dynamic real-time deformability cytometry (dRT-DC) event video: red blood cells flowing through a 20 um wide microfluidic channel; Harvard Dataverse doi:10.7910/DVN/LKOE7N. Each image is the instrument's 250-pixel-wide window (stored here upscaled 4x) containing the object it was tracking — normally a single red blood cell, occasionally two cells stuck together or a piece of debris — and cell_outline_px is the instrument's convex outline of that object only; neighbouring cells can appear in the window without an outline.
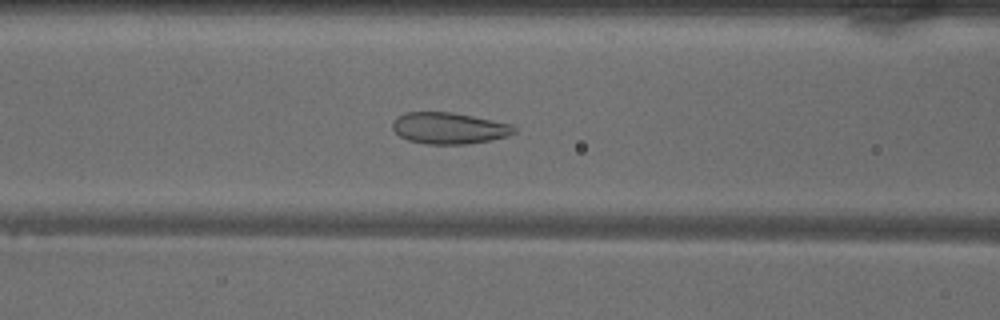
{"species": "common noctule bat (a hibernating species)", "species_latin": "Nyctalus noctula", "temperature_condition": "warm", "stored_images_in_passage": 38, "camera_frame_rate_fps": 3000, "um_per_image_px": 0.085, "animal": {"sex": "male", "body_mass_g": 18.8}, "frame": {"image": 1, "passage_image": 8, "time_ms": 2.333, "image_size_px": [1000, 320], "cell_outline_px": [[516, 132], [508, 136], [488, 140], [464, 144], [424, 144], [408, 140], [400, 136], [392, 128], [392, 120], [404, 112], [452, 112], [492, 120], [508, 124], [516, 128]], "centroid_in_image_um": [38.12, 10.89], "position_along_channel_um": 128.5, "area_um2": 22.14}}
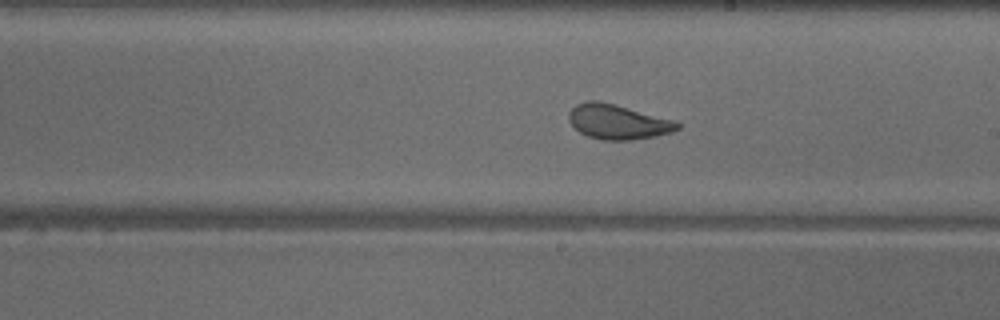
{"frame": {"image": 2, "passage_image": 16, "time_ms": 5.0, "image_size_px": [1000, 320], "cell_outline_px": [[680, 128], [672, 132], [656, 136], [632, 140], [604, 140], [588, 136], [580, 132], [568, 120], [568, 112], [576, 104], [588, 100], [600, 100], [616, 104], [676, 120], [680, 124]], "centroid_in_image_um": [52.53, 10.34], "position_along_channel_um": 236.5, "area_um2": 22.25}}
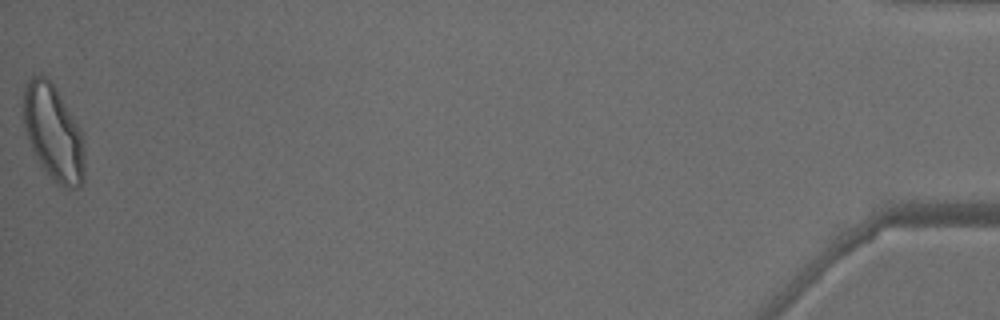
{"frame": {"image": 3, "passage_image": 38, "time_ms": 12.333, "image_size_px": [1000, 320], "cell_outline_px": [[84, 180], [80, 188], [64, 188], [56, 184], [52, 180], [40, 164], [28, 140], [24, 128], [24, 84], [32, 76], [44, 76], [56, 88], [80, 132], [84, 144]], "centroid_in_image_um": [4.53, 11.35], "position_along_channel_um": 430.7, "area_um2": 33.64}, "authors_computed_cell_mechanics": {"area_um2": 23.0044, "velocity_mm_per_s": 4.057, "shape_relaxation_time_tau1_ms": 6.1483, "shape_relaxation_time_tau2_ms": 0.7631, "deformation_change_tau1": 0.1757, "deformation_change_tau2": 0.0642}}